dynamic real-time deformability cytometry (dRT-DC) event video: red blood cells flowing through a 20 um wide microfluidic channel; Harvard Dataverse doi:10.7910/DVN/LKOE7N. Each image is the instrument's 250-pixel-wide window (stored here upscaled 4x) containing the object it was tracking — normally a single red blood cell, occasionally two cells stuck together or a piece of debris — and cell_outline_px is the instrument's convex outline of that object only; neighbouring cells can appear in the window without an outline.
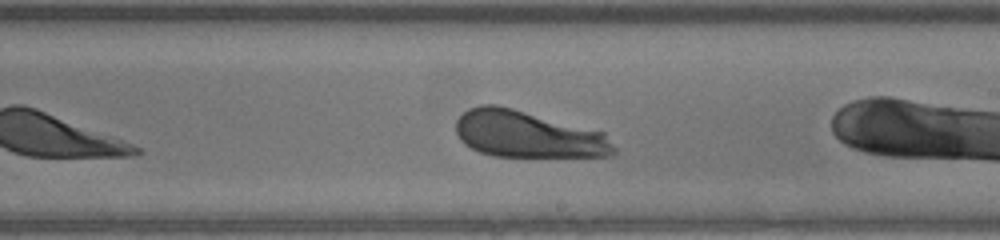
{"species": "human", "species_latin": "Homo sapiens", "temperature_condition": "warm", "stored_images_in_passage": 21, "camera_frame_rate_fps": 3000, "um_per_image_px": 0.085, "donor": {"sex": "male"}, "frame": {"image": 1, "passage_image": 12, "time_ms": 3.667, "image_size_px": [1000, 240], "cell_outline_px": [[616, 152], [612, 156], [492, 156], [480, 152], [464, 144], [460, 140], [456, 132], [456, 120], [468, 108], [480, 104], [496, 104], [512, 108], [604, 132], [616, 148]], "centroid_in_image_um": [44.84, 11.42], "position_along_channel_um": 244.2, "area_um2": 42.95}, "authors_computed_cell_mechanics": {"area_um2": 43.2344, "velocity_mm_per_s": 3.964, "shape_relaxation_time_tau1_ms": 1.3428, "shape_relaxation_time_tau2_ms": null, "deformation_change_tau1": 0.1269, "deformation_change_tau2": null}}